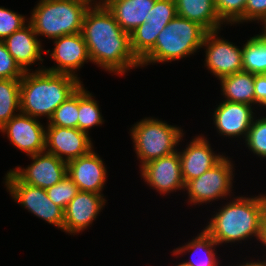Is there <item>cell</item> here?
<instances>
[{"label":"cell","mask_w":266,"mask_h":266,"mask_svg":"<svg viewBox=\"0 0 266 266\" xmlns=\"http://www.w3.org/2000/svg\"><path fill=\"white\" fill-rule=\"evenodd\" d=\"M90 6H107L113 0H86ZM95 2V3H94Z\"/></svg>","instance_id":"cell-37"},{"label":"cell","mask_w":266,"mask_h":266,"mask_svg":"<svg viewBox=\"0 0 266 266\" xmlns=\"http://www.w3.org/2000/svg\"><path fill=\"white\" fill-rule=\"evenodd\" d=\"M24 71L8 52L4 41L0 40V79H21Z\"/></svg>","instance_id":"cell-33"},{"label":"cell","mask_w":266,"mask_h":266,"mask_svg":"<svg viewBox=\"0 0 266 266\" xmlns=\"http://www.w3.org/2000/svg\"><path fill=\"white\" fill-rule=\"evenodd\" d=\"M220 208L204 228L218 245L240 242L252 237L260 240L266 195L260 194L251 198L237 196Z\"/></svg>","instance_id":"cell-3"},{"label":"cell","mask_w":266,"mask_h":266,"mask_svg":"<svg viewBox=\"0 0 266 266\" xmlns=\"http://www.w3.org/2000/svg\"><path fill=\"white\" fill-rule=\"evenodd\" d=\"M175 266H189V265H186L185 263H178V265H175Z\"/></svg>","instance_id":"cell-40"},{"label":"cell","mask_w":266,"mask_h":266,"mask_svg":"<svg viewBox=\"0 0 266 266\" xmlns=\"http://www.w3.org/2000/svg\"><path fill=\"white\" fill-rule=\"evenodd\" d=\"M253 110V107L248 104L223 101L214 111L213 124L223 137L240 136L241 138L242 136L246 139L256 114Z\"/></svg>","instance_id":"cell-18"},{"label":"cell","mask_w":266,"mask_h":266,"mask_svg":"<svg viewBox=\"0 0 266 266\" xmlns=\"http://www.w3.org/2000/svg\"><path fill=\"white\" fill-rule=\"evenodd\" d=\"M27 23L3 40L8 52L24 72L31 70L27 68L31 64L44 60L41 41L38 40L32 24L29 21Z\"/></svg>","instance_id":"cell-20"},{"label":"cell","mask_w":266,"mask_h":266,"mask_svg":"<svg viewBox=\"0 0 266 266\" xmlns=\"http://www.w3.org/2000/svg\"><path fill=\"white\" fill-rule=\"evenodd\" d=\"M255 105L266 107V74H254Z\"/></svg>","instance_id":"cell-35"},{"label":"cell","mask_w":266,"mask_h":266,"mask_svg":"<svg viewBox=\"0 0 266 266\" xmlns=\"http://www.w3.org/2000/svg\"><path fill=\"white\" fill-rule=\"evenodd\" d=\"M219 30L207 32L202 44L205 47V67L217 79L243 71L242 48L218 37Z\"/></svg>","instance_id":"cell-10"},{"label":"cell","mask_w":266,"mask_h":266,"mask_svg":"<svg viewBox=\"0 0 266 266\" xmlns=\"http://www.w3.org/2000/svg\"><path fill=\"white\" fill-rule=\"evenodd\" d=\"M31 165L15 167L10 171L23 183L48 189L67 175V163L54 154L43 151L30 156Z\"/></svg>","instance_id":"cell-11"},{"label":"cell","mask_w":266,"mask_h":266,"mask_svg":"<svg viewBox=\"0 0 266 266\" xmlns=\"http://www.w3.org/2000/svg\"><path fill=\"white\" fill-rule=\"evenodd\" d=\"M89 8L90 4L86 0H40L29 22L37 36L44 35L53 40L80 33Z\"/></svg>","instance_id":"cell-5"},{"label":"cell","mask_w":266,"mask_h":266,"mask_svg":"<svg viewBox=\"0 0 266 266\" xmlns=\"http://www.w3.org/2000/svg\"><path fill=\"white\" fill-rule=\"evenodd\" d=\"M81 34L91 62L109 73L124 75L128 70L141 66L131 49L130 34L120 27L107 7L90 6Z\"/></svg>","instance_id":"cell-1"},{"label":"cell","mask_w":266,"mask_h":266,"mask_svg":"<svg viewBox=\"0 0 266 266\" xmlns=\"http://www.w3.org/2000/svg\"><path fill=\"white\" fill-rule=\"evenodd\" d=\"M20 112V79H0V128Z\"/></svg>","instance_id":"cell-26"},{"label":"cell","mask_w":266,"mask_h":266,"mask_svg":"<svg viewBox=\"0 0 266 266\" xmlns=\"http://www.w3.org/2000/svg\"><path fill=\"white\" fill-rule=\"evenodd\" d=\"M243 71L266 74V42L258 35L250 37L242 47Z\"/></svg>","instance_id":"cell-27"},{"label":"cell","mask_w":266,"mask_h":266,"mask_svg":"<svg viewBox=\"0 0 266 266\" xmlns=\"http://www.w3.org/2000/svg\"><path fill=\"white\" fill-rule=\"evenodd\" d=\"M67 175L79 191L102 194L107 169L102 158L92 149L88 154L67 162Z\"/></svg>","instance_id":"cell-17"},{"label":"cell","mask_w":266,"mask_h":266,"mask_svg":"<svg viewBox=\"0 0 266 266\" xmlns=\"http://www.w3.org/2000/svg\"><path fill=\"white\" fill-rule=\"evenodd\" d=\"M43 67L32 73L24 72L20 79V112L37 119L44 116L49 120L58 106L82 83L71 75L52 73Z\"/></svg>","instance_id":"cell-2"},{"label":"cell","mask_w":266,"mask_h":266,"mask_svg":"<svg viewBox=\"0 0 266 266\" xmlns=\"http://www.w3.org/2000/svg\"><path fill=\"white\" fill-rule=\"evenodd\" d=\"M156 0H113L106 7L120 27L129 34L146 22Z\"/></svg>","instance_id":"cell-21"},{"label":"cell","mask_w":266,"mask_h":266,"mask_svg":"<svg viewBox=\"0 0 266 266\" xmlns=\"http://www.w3.org/2000/svg\"><path fill=\"white\" fill-rule=\"evenodd\" d=\"M207 32L199 23L176 15L158 34L154 47L140 60L141 67L189 57L202 48Z\"/></svg>","instance_id":"cell-4"},{"label":"cell","mask_w":266,"mask_h":266,"mask_svg":"<svg viewBox=\"0 0 266 266\" xmlns=\"http://www.w3.org/2000/svg\"><path fill=\"white\" fill-rule=\"evenodd\" d=\"M266 18V0H246L244 22L260 21Z\"/></svg>","instance_id":"cell-34"},{"label":"cell","mask_w":266,"mask_h":266,"mask_svg":"<svg viewBox=\"0 0 266 266\" xmlns=\"http://www.w3.org/2000/svg\"><path fill=\"white\" fill-rule=\"evenodd\" d=\"M245 6L246 0H215L217 14L224 24L243 23Z\"/></svg>","instance_id":"cell-31"},{"label":"cell","mask_w":266,"mask_h":266,"mask_svg":"<svg viewBox=\"0 0 266 266\" xmlns=\"http://www.w3.org/2000/svg\"><path fill=\"white\" fill-rule=\"evenodd\" d=\"M244 264H239V266H266V260H264V261H257V262H249V261H247L246 263L245 262H243ZM238 266V265H237Z\"/></svg>","instance_id":"cell-38"},{"label":"cell","mask_w":266,"mask_h":266,"mask_svg":"<svg viewBox=\"0 0 266 266\" xmlns=\"http://www.w3.org/2000/svg\"><path fill=\"white\" fill-rule=\"evenodd\" d=\"M233 169V163L227 156L201 176L188 181L184 188L188 193V202L201 205L232 195Z\"/></svg>","instance_id":"cell-8"},{"label":"cell","mask_w":266,"mask_h":266,"mask_svg":"<svg viewBox=\"0 0 266 266\" xmlns=\"http://www.w3.org/2000/svg\"><path fill=\"white\" fill-rule=\"evenodd\" d=\"M0 132L7 134L10 143L27 156L45 151L46 128L35 117L19 112Z\"/></svg>","instance_id":"cell-12"},{"label":"cell","mask_w":266,"mask_h":266,"mask_svg":"<svg viewBox=\"0 0 266 266\" xmlns=\"http://www.w3.org/2000/svg\"><path fill=\"white\" fill-rule=\"evenodd\" d=\"M177 15L194 21L208 32L221 30L223 21L219 18L215 0H175Z\"/></svg>","instance_id":"cell-22"},{"label":"cell","mask_w":266,"mask_h":266,"mask_svg":"<svg viewBox=\"0 0 266 266\" xmlns=\"http://www.w3.org/2000/svg\"><path fill=\"white\" fill-rule=\"evenodd\" d=\"M181 161L182 177L185 184L211 169L225 156L213 152L209 141L204 136H196L190 144L178 152Z\"/></svg>","instance_id":"cell-19"},{"label":"cell","mask_w":266,"mask_h":266,"mask_svg":"<svg viewBox=\"0 0 266 266\" xmlns=\"http://www.w3.org/2000/svg\"><path fill=\"white\" fill-rule=\"evenodd\" d=\"M185 245V246H184ZM182 247L174 249L173 256L183 255L186 252L190 253V260L184 261L189 266H218L220 261H217L215 247L217 242L203 229L195 238L184 244ZM203 251V252H201ZM200 252V253H199ZM202 255L200 256L199 254ZM204 253V254H203ZM199 256V257H198ZM194 257V258H193ZM196 257V258H195Z\"/></svg>","instance_id":"cell-23"},{"label":"cell","mask_w":266,"mask_h":266,"mask_svg":"<svg viewBox=\"0 0 266 266\" xmlns=\"http://www.w3.org/2000/svg\"><path fill=\"white\" fill-rule=\"evenodd\" d=\"M45 151L66 163L88 154L93 149L89 135L78 128L47 125Z\"/></svg>","instance_id":"cell-14"},{"label":"cell","mask_w":266,"mask_h":266,"mask_svg":"<svg viewBox=\"0 0 266 266\" xmlns=\"http://www.w3.org/2000/svg\"><path fill=\"white\" fill-rule=\"evenodd\" d=\"M262 22L261 25H264L263 31L260 34H257L264 42H266V18L260 20Z\"/></svg>","instance_id":"cell-39"},{"label":"cell","mask_w":266,"mask_h":266,"mask_svg":"<svg viewBox=\"0 0 266 266\" xmlns=\"http://www.w3.org/2000/svg\"><path fill=\"white\" fill-rule=\"evenodd\" d=\"M264 246H266V208L263 212L261 223V235L259 240Z\"/></svg>","instance_id":"cell-36"},{"label":"cell","mask_w":266,"mask_h":266,"mask_svg":"<svg viewBox=\"0 0 266 266\" xmlns=\"http://www.w3.org/2000/svg\"><path fill=\"white\" fill-rule=\"evenodd\" d=\"M46 192L53 203L65 210L79 189L74 181L66 175L59 183L46 189Z\"/></svg>","instance_id":"cell-30"},{"label":"cell","mask_w":266,"mask_h":266,"mask_svg":"<svg viewBox=\"0 0 266 266\" xmlns=\"http://www.w3.org/2000/svg\"><path fill=\"white\" fill-rule=\"evenodd\" d=\"M219 80L225 101L255 104L253 73L239 71Z\"/></svg>","instance_id":"cell-24"},{"label":"cell","mask_w":266,"mask_h":266,"mask_svg":"<svg viewBox=\"0 0 266 266\" xmlns=\"http://www.w3.org/2000/svg\"><path fill=\"white\" fill-rule=\"evenodd\" d=\"M4 180L15 202L39 219L63 230L64 210L50 200L45 189L21 182L10 170Z\"/></svg>","instance_id":"cell-7"},{"label":"cell","mask_w":266,"mask_h":266,"mask_svg":"<svg viewBox=\"0 0 266 266\" xmlns=\"http://www.w3.org/2000/svg\"><path fill=\"white\" fill-rule=\"evenodd\" d=\"M140 171L144 182L160 195L177 190L185 191L178 151L149 161L141 167Z\"/></svg>","instance_id":"cell-13"},{"label":"cell","mask_w":266,"mask_h":266,"mask_svg":"<svg viewBox=\"0 0 266 266\" xmlns=\"http://www.w3.org/2000/svg\"><path fill=\"white\" fill-rule=\"evenodd\" d=\"M55 48L50 53V58L56 61V66L44 70L52 73L68 74L80 80L77 70L83 67L84 63L91 62L85 40L80 33L64 35L54 39Z\"/></svg>","instance_id":"cell-15"},{"label":"cell","mask_w":266,"mask_h":266,"mask_svg":"<svg viewBox=\"0 0 266 266\" xmlns=\"http://www.w3.org/2000/svg\"><path fill=\"white\" fill-rule=\"evenodd\" d=\"M177 15L175 0H156L146 22L130 33L131 49L141 60L155 45L158 34Z\"/></svg>","instance_id":"cell-9"},{"label":"cell","mask_w":266,"mask_h":266,"mask_svg":"<svg viewBox=\"0 0 266 266\" xmlns=\"http://www.w3.org/2000/svg\"><path fill=\"white\" fill-rule=\"evenodd\" d=\"M47 125L78 128V89L53 112Z\"/></svg>","instance_id":"cell-28"},{"label":"cell","mask_w":266,"mask_h":266,"mask_svg":"<svg viewBox=\"0 0 266 266\" xmlns=\"http://www.w3.org/2000/svg\"><path fill=\"white\" fill-rule=\"evenodd\" d=\"M130 133L137 159L141 160L140 168L149 161L178 151L177 145L184 136L180 127L153 117L136 122L131 127Z\"/></svg>","instance_id":"cell-6"},{"label":"cell","mask_w":266,"mask_h":266,"mask_svg":"<svg viewBox=\"0 0 266 266\" xmlns=\"http://www.w3.org/2000/svg\"><path fill=\"white\" fill-rule=\"evenodd\" d=\"M255 119L244 140L250 151L259 157L266 158V117Z\"/></svg>","instance_id":"cell-29"},{"label":"cell","mask_w":266,"mask_h":266,"mask_svg":"<svg viewBox=\"0 0 266 266\" xmlns=\"http://www.w3.org/2000/svg\"><path fill=\"white\" fill-rule=\"evenodd\" d=\"M26 19L23 15L13 12L10 9L0 7V40H5L17 30L21 29L26 24Z\"/></svg>","instance_id":"cell-32"},{"label":"cell","mask_w":266,"mask_h":266,"mask_svg":"<svg viewBox=\"0 0 266 266\" xmlns=\"http://www.w3.org/2000/svg\"><path fill=\"white\" fill-rule=\"evenodd\" d=\"M105 203L103 194L79 191L64 210L63 232L75 235L90 227Z\"/></svg>","instance_id":"cell-16"},{"label":"cell","mask_w":266,"mask_h":266,"mask_svg":"<svg viewBox=\"0 0 266 266\" xmlns=\"http://www.w3.org/2000/svg\"><path fill=\"white\" fill-rule=\"evenodd\" d=\"M104 119L99 109V103L93 99L92 93L83 84L78 88V129L89 135V129L102 125Z\"/></svg>","instance_id":"cell-25"}]
</instances>
